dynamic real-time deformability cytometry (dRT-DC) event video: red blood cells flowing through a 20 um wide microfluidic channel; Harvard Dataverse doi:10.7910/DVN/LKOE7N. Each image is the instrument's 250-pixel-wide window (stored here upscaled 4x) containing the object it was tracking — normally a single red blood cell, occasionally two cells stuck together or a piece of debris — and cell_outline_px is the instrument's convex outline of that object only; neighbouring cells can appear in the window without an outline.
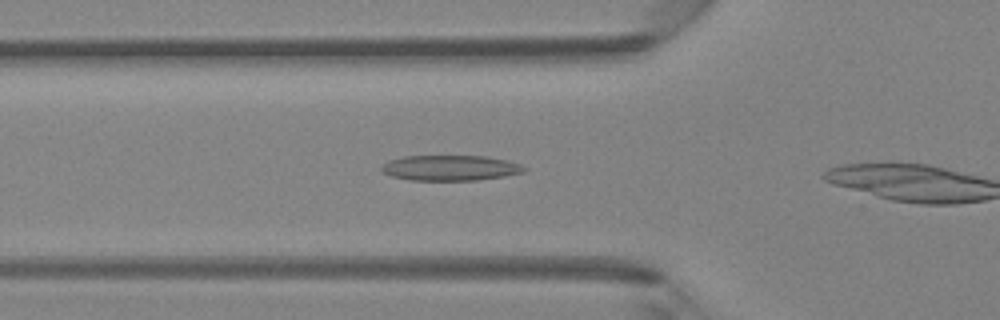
{"species": "Egyptian fruit bat (a non-hibernating species)", "species_latin": "Rousettus aegyptiacus", "temperature_condition": "room temperature", "stored_images_in_passage": 6, "camera_frame_rate_fps": 3000, "um_per_image_px": 0.085, "animal": {"sex": "female"}, "frame": {"image": 1, "passage_image": 5, "time_ms": 1.333, "image_size_px": [1000, 320], "cell_outline_px": [[528, 168], [524, 172], [504, 176], [480, 180], [408, 180], [392, 176], [384, 172], [380, 168], [388, 160], [404, 156], [484, 156], [508, 160], [520, 164]], "centroid_in_image_um": [38.3, 14.27], "position_along_channel_um": 87.5, "area_um2": 21.15}}